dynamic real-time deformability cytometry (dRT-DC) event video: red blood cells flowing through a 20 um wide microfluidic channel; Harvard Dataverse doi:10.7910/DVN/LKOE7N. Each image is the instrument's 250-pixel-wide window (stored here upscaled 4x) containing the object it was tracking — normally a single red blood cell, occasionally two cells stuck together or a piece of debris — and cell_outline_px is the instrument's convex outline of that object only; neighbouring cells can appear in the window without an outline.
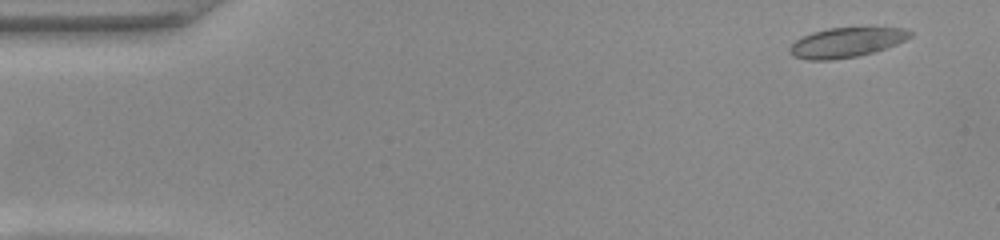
{"species": "common noctule bat (a hibernating species)", "species_latin": "Nyctalus noctula", "temperature_condition": "warm", "stored_images_in_passage": 52, "camera_frame_rate_fps": 3000, "um_per_image_px": 0.085, "animal": {"sex": "female", "body_mass_g": 22.0, "forearm_length_mm": 56.7}, "frame": {"image": 1, "passage_image": 3, "time_ms": 0.667, "image_size_px": [1000, 240], "cell_outline_px": [[912, 36], [896, 44], [876, 52], [856, 56], [832, 60], [804, 60], [792, 56], [788, 52], [788, 48], [796, 40], [812, 32], [828, 28], [904, 28], [912, 32]], "centroid_in_image_um": [71.9, 3.62], "position_along_channel_um": 13.1, "area_um2": 20.87}}
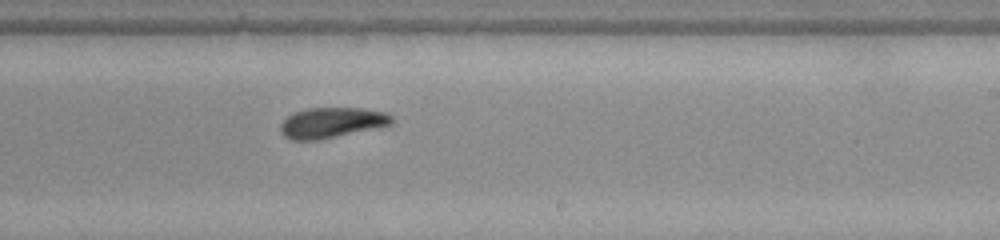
{"frame": {"image": 2, "passage_image": 31, "time_ms": 10.0, "image_size_px": [1000, 240], "cell_outline_px": [[396, 120], [392, 124], [380, 128], [316, 140], [292, 140], [284, 136], [280, 132], [280, 124], [288, 116], [296, 112], [308, 108], [360, 108], [384, 112], [392, 116]], "centroid_in_image_um": [28.23, 10.43], "position_along_channel_um": 260.8, "area_um2": 19.83}}
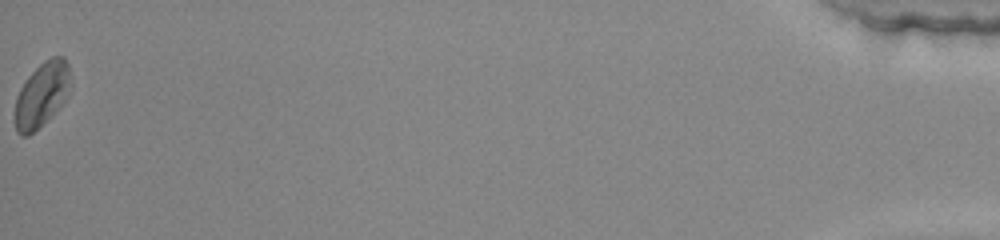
{"frame": {"image": 3, "passage_image": 52, "time_ms": 17.0, "image_size_px": [1000, 240], "cell_outline_px": [[68, 72], [64, 100], [28, 136], [20, 136], [16, 132], [16, 96], [20, 88], [28, 76], [44, 60], [52, 56], [64, 56], [68, 64]], "centroid_in_image_um": [3.48, 8.0], "position_along_channel_um": 431.7, "area_um2": 19.71}, "authors_computed_cell_mechanics": {"area_um2": 20.6635, "velocity_mm_per_s": 3.9173, "shape_relaxation_time_tau1_ms": 5.936, "shape_relaxation_time_tau2_ms": 4.2685, "deformation_change_tau1": 0.1173, "deformation_change_tau2": 0.0897}}